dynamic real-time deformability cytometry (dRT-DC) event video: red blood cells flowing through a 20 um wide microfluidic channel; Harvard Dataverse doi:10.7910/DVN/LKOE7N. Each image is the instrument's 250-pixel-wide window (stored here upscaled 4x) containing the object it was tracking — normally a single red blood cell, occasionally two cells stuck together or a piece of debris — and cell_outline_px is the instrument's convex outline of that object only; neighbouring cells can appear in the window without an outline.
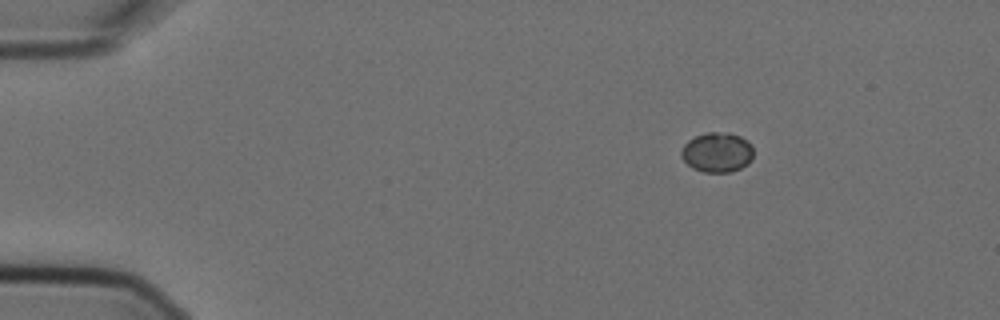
{"species": "Egyptian fruit bat (a non-hibernating species)", "species_latin": "Rousettus aegyptiacus", "temperature_condition": "cold", "stored_images_in_passage": 6, "camera_frame_rate_fps": 3000, "um_per_image_px": 0.085, "animal": {"sex": "female"}, "frame": {"image": 1, "passage_image": 1, "time_ms": 0.0, "image_size_px": [1000, 320], "cell_outline_px": [[752, 160], [748, 164], [732, 172], [704, 172], [692, 168], [680, 156], [680, 152], [684, 144], [688, 140], [704, 132], [728, 132], [740, 136], [748, 140], [752, 144]], "centroid_in_image_um": [60.96, 12.94], "position_along_channel_um": 24.0, "area_um2": 16.99}}
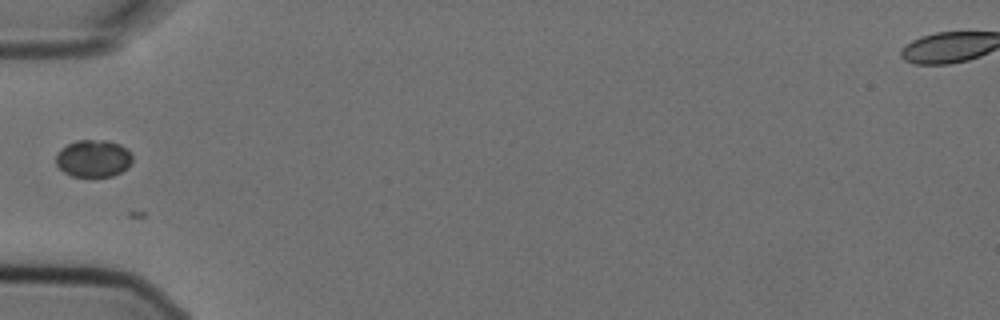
{"frame": {"image": 2, "passage_image": 4, "time_ms": 1.0, "image_size_px": [1000, 320], "cell_outline_px": [[132, 160], [128, 168], [112, 176], [72, 176], [64, 172], [56, 164], [56, 156], [60, 148], [76, 140], [104, 140], [120, 144], [132, 156]], "centroid_in_image_um": [7.92, 13.46], "position_along_channel_um": 77.1, "area_um2": 16.47}}